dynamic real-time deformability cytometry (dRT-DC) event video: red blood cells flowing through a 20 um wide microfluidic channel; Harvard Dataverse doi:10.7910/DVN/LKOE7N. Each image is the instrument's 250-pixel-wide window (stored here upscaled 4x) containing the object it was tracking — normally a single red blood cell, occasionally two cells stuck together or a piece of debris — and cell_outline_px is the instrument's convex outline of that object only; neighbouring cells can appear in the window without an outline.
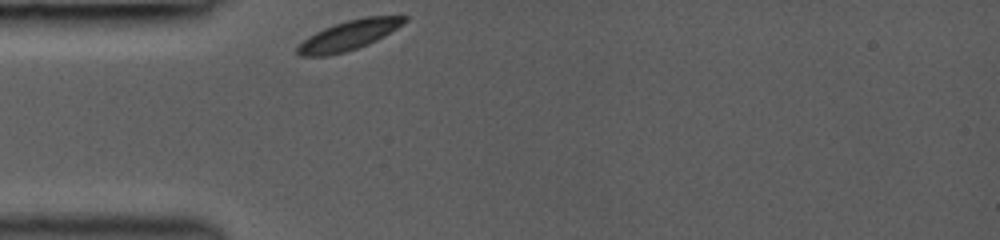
{"species": "common noctule bat (a hibernating species)", "species_latin": "Nyctalus noctula", "temperature_condition": "room temperature", "stored_images_in_passage": 11, "camera_frame_rate_fps": 3000, "um_per_image_px": 0.085, "animal": {"sex": "female", "body_mass_g": 19.0, "forearm_length_mm": 53.3}, "frame": {"image": 1, "passage_image": 1, "time_ms": 0.0, "image_size_px": [1000, 240], "cell_outline_px": [[408, 20], [384, 36], [368, 44], [344, 52], [328, 56], [300, 56], [296, 52], [296, 48], [308, 36], [324, 28], [348, 20], [364, 16], [408, 16]], "centroid_in_image_um": [29.64, 3.0], "position_along_channel_um": 55.4, "area_um2": 18.26}}
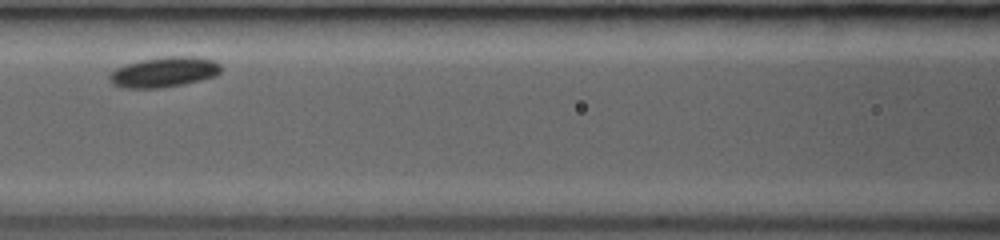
{"frame": {"image": 2, "passage_image": 7, "time_ms": 2.667, "image_size_px": [1000, 240], "cell_outline_px": [[224, 68], [216, 76], [184, 84], [160, 88], [120, 88], [112, 84], [108, 76], [116, 68], [124, 64], [140, 60], [164, 56], [192, 56], [216, 60]], "centroid_in_image_um": [13.96, 6.12], "position_along_channel_um": 152.6, "area_um2": 20.0}}
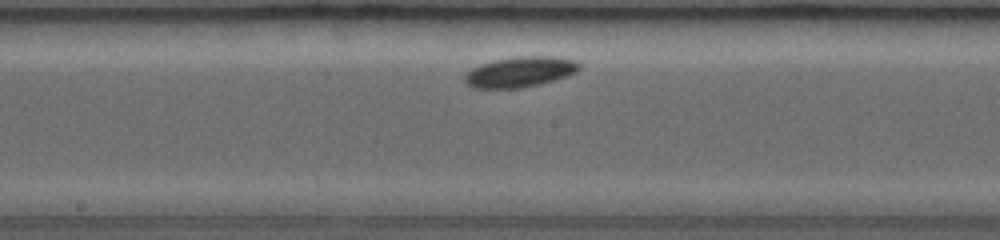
{"frame": {"image": 3, "passage_image": 10, "time_ms": 4.0, "image_size_px": [1000, 240], "cell_outline_px": [[580, 68], [576, 72], [568, 76], [540, 84], [520, 88], [472, 88], [464, 84], [464, 76], [472, 68], [480, 64], [496, 60], [516, 56], [556, 56], [576, 60], [580, 64]], "centroid_in_image_um": [44.21, 6.11], "position_along_channel_um": 204.0, "area_um2": 20.52}}